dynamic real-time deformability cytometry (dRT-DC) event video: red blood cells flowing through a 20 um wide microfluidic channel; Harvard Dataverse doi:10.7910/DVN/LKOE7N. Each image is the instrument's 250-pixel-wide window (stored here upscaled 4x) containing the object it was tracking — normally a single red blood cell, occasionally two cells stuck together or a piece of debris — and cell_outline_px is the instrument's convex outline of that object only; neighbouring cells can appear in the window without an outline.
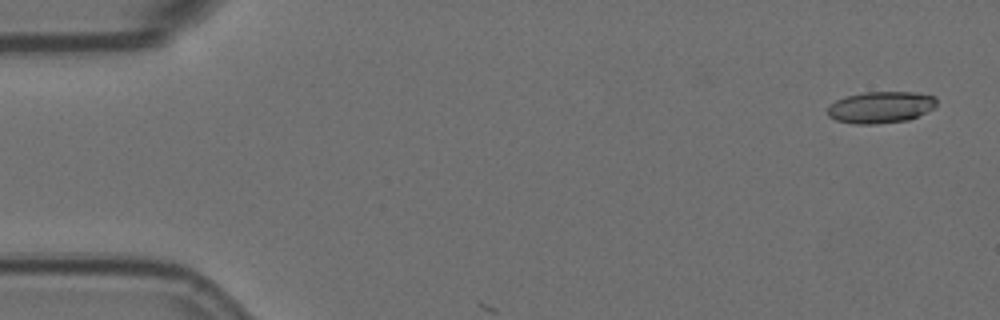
{"species": "Egyptian fruit bat (a non-hibernating species)", "species_latin": "Rousettus aegyptiacus", "temperature_condition": "room temperature", "stored_images_in_passage": 2, "camera_frame_rate_fps": 3000, "um_per_image_px": 0.085, "animal": {"sex": "female"}, "frame": {"image": 1, "passage_image": 1, "time_ms": 0.0, "image_size_px": [1000, 320], "cell_outline_px": [[936, 108], [908, 120], [876, 124], [852, 124], [836, 120], [828, 116], [828, 108], [836, 100], [844, 96], [864, 92], [916, 92], [936, 96]], "centroid_in_image_um": [74.88, 9.11], "position_along_channel_um": 10.1, "area_um2": 20.29}}